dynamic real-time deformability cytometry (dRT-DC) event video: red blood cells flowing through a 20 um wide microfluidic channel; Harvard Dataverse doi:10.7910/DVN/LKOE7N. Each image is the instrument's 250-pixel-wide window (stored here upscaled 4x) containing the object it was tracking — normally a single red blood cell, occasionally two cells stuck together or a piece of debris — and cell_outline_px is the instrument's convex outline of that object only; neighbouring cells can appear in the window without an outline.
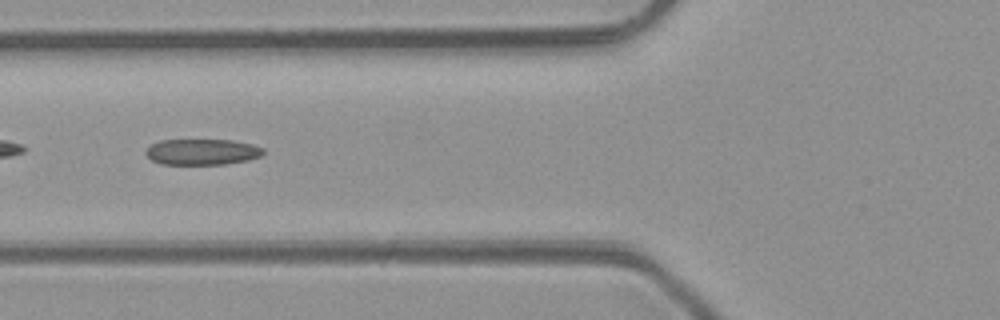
{"species": "common noctule bat (a hibernating species)", "species_latin": "Nyctalus noctula", "temperature_condition": "room temperature", "stored_images_in_passage": 5, "camera_frame_rate_fps": 3000, "um_per_image_px": 0.085, "animal": {"sex": "male", "body_mass_g": 23.1, "forearm_length_mm": 52.7}, "frame": {"image": 1, "passage_image": 4, "time_ms": 3.333, "image_size_px": [1000, 320], "cell_outline_px": [[264, 152], [260, 156], [248, 160], [224, 164], [160, 164], [152, 160], [144, 152], [152, 144], [160, 140], [232, 140], [252, 144], [264, 148]], "centroid_in_image_um": [17.19, 12.91], "position_along_channel_um": 108.6, "area_um2": 17.69}}
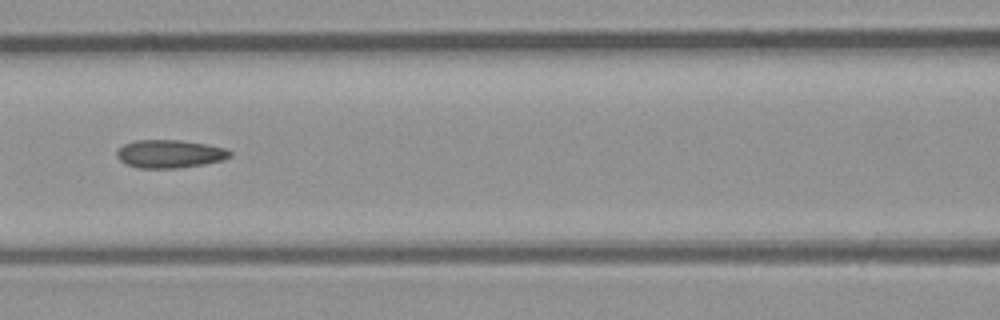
{"frame": {"image": 2, "passage_image": 5, "time_ms": 4.333, "image_size_px": [1000, 320], "cell_outline_px": [[232, 156], [224, 160], [204, 164], [180, 168], [136, 168], [124, 164], [116, 156], [116, 152], [124, 144], [136, 140], [180, 140], [208, 144], [228, 148], [232, 152]], "centroid_in_image_um": [14.46, 13.08], "position_along_channel_um": 152.1, "area_um2": 18.84}}